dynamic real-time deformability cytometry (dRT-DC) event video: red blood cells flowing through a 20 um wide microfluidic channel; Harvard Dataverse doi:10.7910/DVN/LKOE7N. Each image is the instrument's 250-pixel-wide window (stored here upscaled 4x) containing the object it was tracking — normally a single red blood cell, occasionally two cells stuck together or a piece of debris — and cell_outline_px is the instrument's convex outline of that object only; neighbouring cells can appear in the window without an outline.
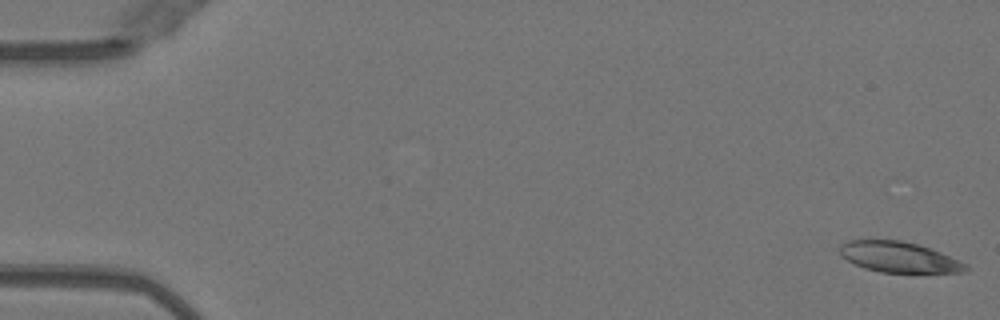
{"species": "Egyptian fruit bat (a non-hibernating species)", "species_latin": "Rousettus aegyptiacus", "temperature_condition": "warm", "stored_images_in_passage": 51, "camera_frame_rate_fps": 3000, "um_per_image_px": 0.085, "animal": {"sex": "female"}, "frame": {"image": 1, "passage_image": 1, "time_ms": 0.0, "image_size_px": [1000, 320], "cell_outline_px": [[968, 268], [964, 272], [880, 272], [864, 268], [840, 256], [840, 244], [848, 240], [900, 240], [916, 244], [940, 252], [968, 264]], "centroid_in_image_um": [76.38, 21.85], "position_along_channel_um": 8.6, "area_um2": 22.2}}
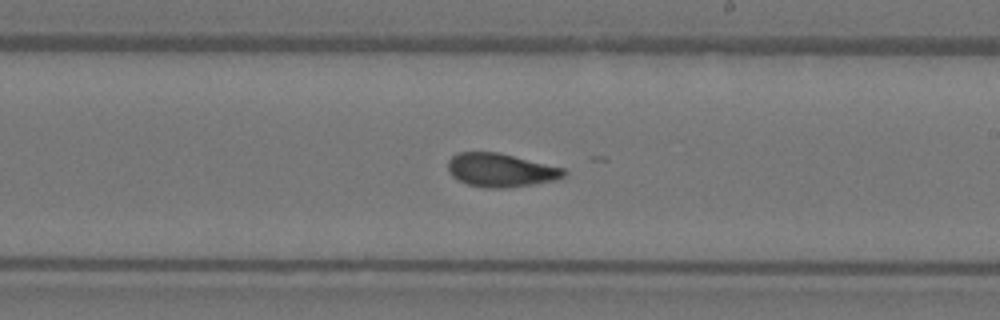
{"frame": {"image": 2, "passage_image": 30, "time_ms": 9.667, "image_size_px": [1000, 320], "cell_outline_px": [[568, 172], [564, 176], [556, 180], [532, 184], [504, 188], [488, 188], [468, 184], [452, 176], [448, 168], [448, 160], [452, 156], [460, 152], [500, 152], [564, 168]], "centroid_in_image_um": [42.58, 14.45], "position_along_channel_um": 246.4, "area_um2": 22.6}}
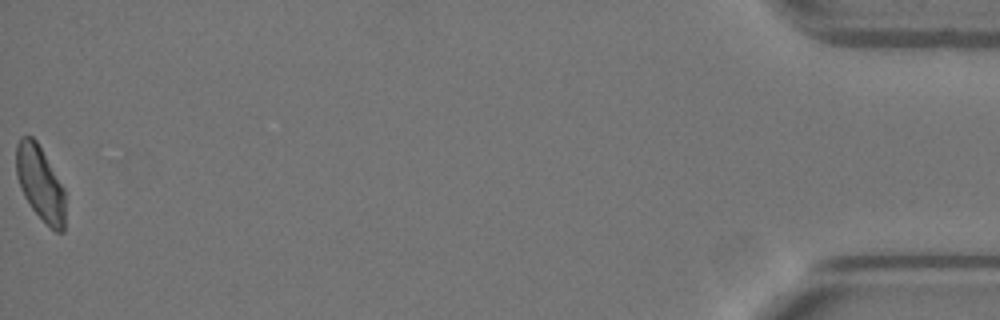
{"frame": {"image": 3, "passage_image": 51, "time_ms": 16.667, "image_size_px": [1000, 320], "cell_outline_px": [[64, 232], [56, 232], [32, 208], [24, 196], [20, 188], [16, 176], [16, 144], [20, 136], [32, 136], [36, 140], [64, 188]], "centroid_in_image_um": [3.39, 15.54], "position_along_channel_um": 431.8, "area_um2": 21.04}, "authors_computed_cell_mechanics": {"area_um2": 23.2934, "velocity_mm_per_s": 4.0197, "shape_relaxation_time_tau1_ms": null, "shape_relaxation_time_tau2_ms": 1.8003, "deformation_change_tau1": null, "deformation_change_tau2": 0.0696}}